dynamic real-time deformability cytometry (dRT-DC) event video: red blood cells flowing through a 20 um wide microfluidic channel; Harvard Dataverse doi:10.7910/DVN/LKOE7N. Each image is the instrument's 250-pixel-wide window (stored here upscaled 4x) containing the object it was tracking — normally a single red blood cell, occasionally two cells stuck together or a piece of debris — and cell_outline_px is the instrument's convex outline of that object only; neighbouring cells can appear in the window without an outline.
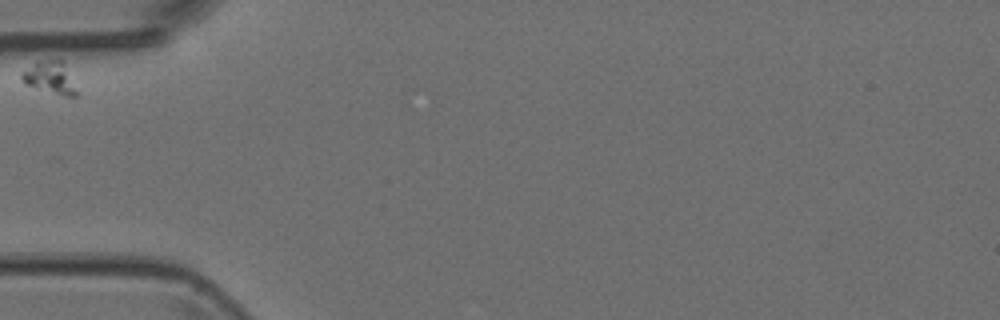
{"species": "Egyptian fruit bat (a non-hibernating species)", "species_latin": "Rousettus aegyptiacus", "temperature_condition": "room temperature", "stored_images_in_passage": 4, "camera_frame_rate_fps": 3000, "um_per_image_px": 0.085, "animal": {"sex": "female"}, "frame": {"image": 1, "passage_image": 1, "time_ms": 0.0, "image_size_px": [1000, 320], "cell_outline_px": [[76, 96], [64, 96], [36, 88], [24, 84], [20, 80], [20, 76], [36, 60], [64, 60], [76, 92]], "centroid_in_image_um": [4.22, 6.58], "position_along_channel_um": 80.8, "area_um2": 10.17}}
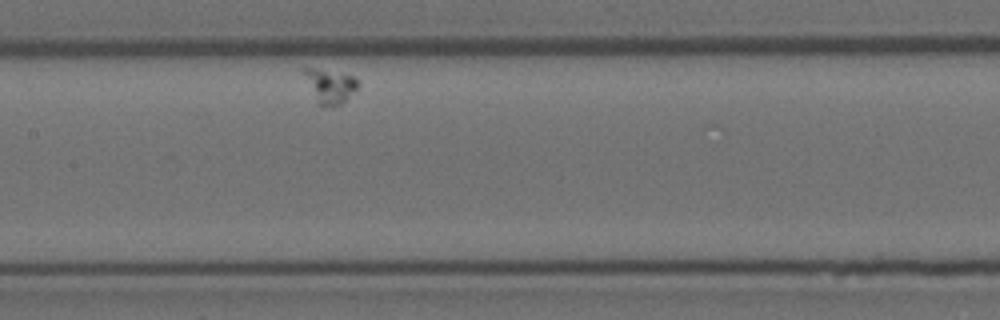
{"frame": {"image": 2, "passage_image": 4, "time_ms": 1.0, "image_size_px": [1000, 320], "cell_outline_px": [[360, 84], [340, 104], [320, 104], [316, 100], [300, 72], [300, 68], [312, 68], [352, 76]], "centroid_in_image_um": [27.96, 7.26], "position_along_channel_um": 179.4, "area_um2": 10.17}}